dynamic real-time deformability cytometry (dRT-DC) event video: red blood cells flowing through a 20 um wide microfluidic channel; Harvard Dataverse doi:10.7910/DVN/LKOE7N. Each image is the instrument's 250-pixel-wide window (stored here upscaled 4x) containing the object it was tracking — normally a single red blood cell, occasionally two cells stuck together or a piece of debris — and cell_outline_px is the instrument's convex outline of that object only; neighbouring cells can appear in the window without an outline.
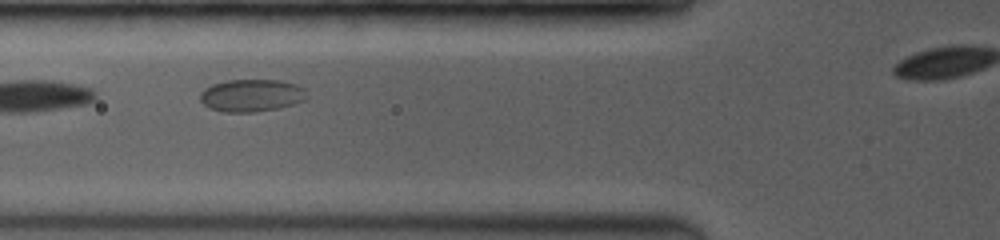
{"species": "common noctule bat (a hibernating species)", "species_latin": "Nyctalus noctula", "temperature_condition": "room temperature", "stored_images_in_passage": 5, "segment_of_instrument_passage": [1, 2], "camera_frame_rate_fps": 3500, "um_per_image_px": 0.085, "animal": {"sex": "female", "body_mass_g": 19.0, "forearm_length_mm": 53.3}, "frame": {"image": 1, "passage_image": 4, "time_ms": 1.429, "image_size_px": [1000, 240], "cell_outline_px": [[308, 96], [304, 100], [280, 108], [256, 112], [220, 112], [208, 108], [200, 100], [200, 92], [204, 88], [212, 84], [228, 80], [280, 80], [296, 84], [304, 88]], "centroid_in_image_um": [21.36, 8.12], "position_along_channel_um": 104.4, "area_um2": 20.4}}